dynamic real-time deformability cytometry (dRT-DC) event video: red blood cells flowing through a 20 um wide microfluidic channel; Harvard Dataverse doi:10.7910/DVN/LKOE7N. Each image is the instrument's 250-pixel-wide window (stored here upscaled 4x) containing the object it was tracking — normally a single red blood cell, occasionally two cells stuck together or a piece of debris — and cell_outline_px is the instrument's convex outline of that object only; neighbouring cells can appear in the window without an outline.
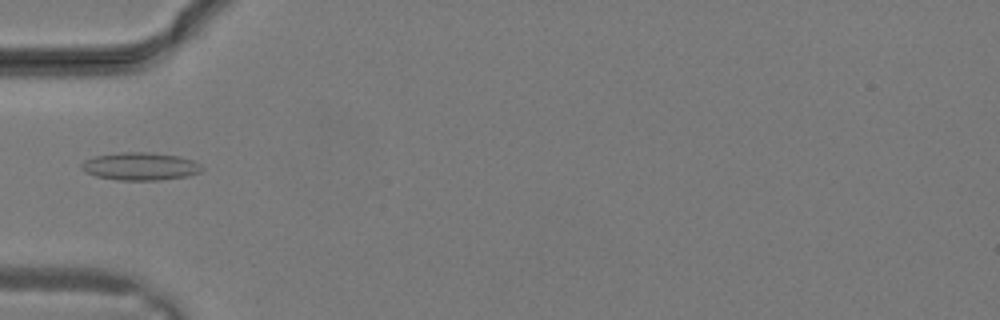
{"species": "common noctule bat (a hibernating species)", "species_latin": "Nyctalus noctula", "temperature_condition": "warm", "stored_images_in_passage": 15, "camera_frame_rate_fps": 3000, "um_per_image_px": 0.085, "animal": {"sex": "male", "body_mass_g": 19.2, "forearm_length_mm": 51.8}, "frame": {"image": 1, "passage_image": 3, "time_ms": 0.667, "image_size_px": [1000, 320], "cell_outline_px": [[204, 168], [200, 172], [188, 176], [156, 180], [120, 180], [96, 176], [84, 172], [80, 168], [80, 164], [84, 160], [96, 156], [124, 152], [152, 152], [180, 156], [192, 160], [200, 164]], "centroid_in_image_um": [11.92, 14.13], "position_along_channel_um": 73.1, "area_um2": 19.54}}
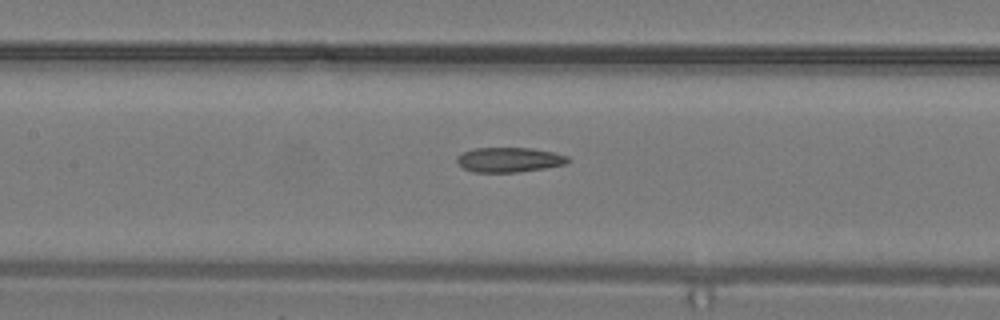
{"frame": {"image": 2, "passage_image": 7, "time_ms": 2.0, "image_size_px": [1000, 320], "cell_outline_px": [[572, 160], [568, 164], [544, 168], [516, 172], [476, 172], [464, 168], [456, 160], [456, 156], [464, 152], [476, 148], [532, 148], [552, 152], [568, 156]], "centroid_in_image_um": [43.33, 13.57], "position_along_channel_um": 164.1, "area_um2": 15.95}}
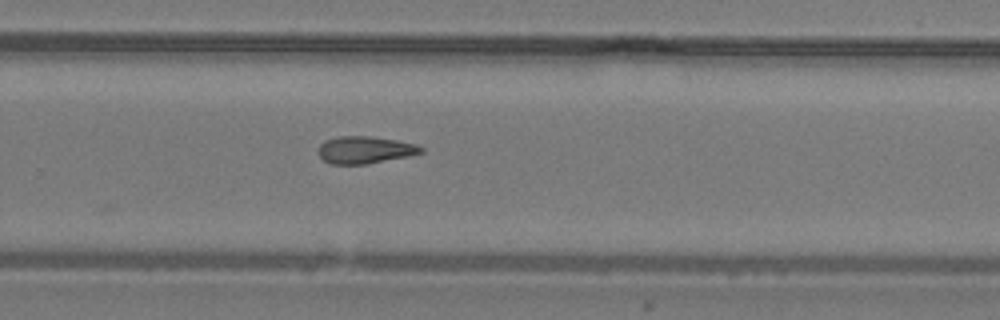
{"frame": {"image": 3, "passage_image": 13, "time_ms": 4.0, "image_size_px": [1000, 320], "cell_outline_px": [[424, 152], [412, 156], [364, 164], [332, 164], [324, 160], [320, 156], [320, 144], [324, 140], [336, 136], [372, 136], [396, 140], [416, 144], [424, 148]], "centroid_in_image_um": [31.06, 12.73], "position_along_channel_um": 298.7, "area_um2": 16.36}}